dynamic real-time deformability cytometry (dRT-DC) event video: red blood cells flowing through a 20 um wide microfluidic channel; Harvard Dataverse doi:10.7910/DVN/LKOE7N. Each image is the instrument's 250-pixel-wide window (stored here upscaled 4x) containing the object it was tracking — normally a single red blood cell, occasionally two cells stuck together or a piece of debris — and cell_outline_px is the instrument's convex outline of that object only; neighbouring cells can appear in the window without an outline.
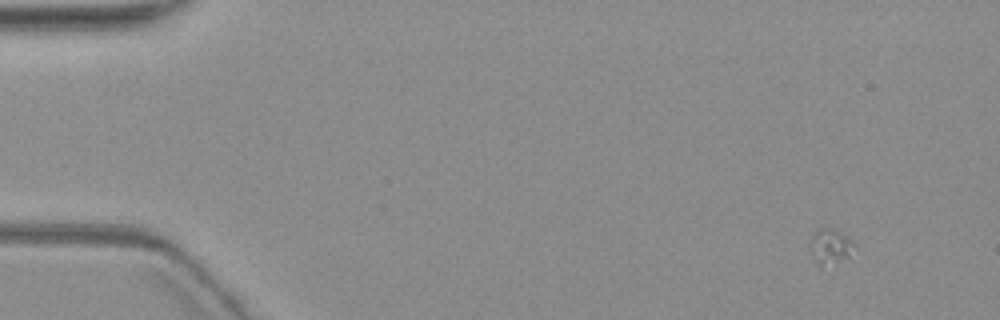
{"species": "common noctule bat (a hibernating species)", "species_latin": "Nyctalus noctula", "temperature_condition": "warm", "stored_images_in_passage": 4, "camera_frame_rate_fps": 3000, "um_per_image_px": 0.085, "animal": {"sex": "female", "body_mass_g": 19.3, "forearm_length_mm": 54.1}, "frame": {"image": 1, "passage_image": 2, "time_ms": 1.0, "image_size_px": [1000, 320], "cell_outline_px": [[856, 248], [852, 260], [820, 268], [808, 252], [808, 240], [820, 228], [836, 228], [848, 236], [856, 244]], "centroid_in_image_um": [70.62, 21.02], "position_along_channel_um": 14.4, "area_um2": 10.29}}